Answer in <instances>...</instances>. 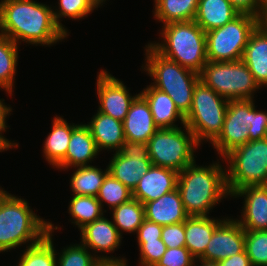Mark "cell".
Wrapping results in <instances>:
<instances>
[{
    "label": "cell",
    "instance_id": "cell-1",
    "mask_svg": "<svg viewBox=\"0 0 267 266\" xmlns=\"http://www.w3.org/2000/svg\"><path fill=\"white\" fill-rule=\"evenodd\" d=\"M52 9L34 0H1L0 34L18 45L50 47L61 42L68 36L55 23Z\"/></svg>",
    "mask_w": 267,
    "mask_h": 266
},
{
    "label": "cell",
    "instance_id": "cell-2",
    "mask_svg": "<svg viewBox=\"0 0 267 266\" xmlns=\"http://www.w3.org/2000/svg\"><path fill=\"white\" fill-rule=\"evenodd\" d=\"M219 160L208 166H199L195 161L179 172L177 189L189 216H209L221 200L230 196L226 185V168Z\"/></svg>",
    "mask_w": 267,
    "mask_h": 266
},
{
    "label": "cell",
    "instance_id": "cell-3",
    "mask_svg": "<svg viewBox=\"0 0 267 266\" xmlns=\"http://www.w3.org/2000/svg\"><path fill=\"white\" fill-rule=\"evenodd\" d=\"M49 230L50 222L40 218L27 200L4 188L0 191V253L36 244Z\"/></svg>",
    "mask_w": 267,
    "mask_h": 266
},
{
    "label": "cell",
    "instance_id": "cell-4",
    "mask_svg": "<svg viewBox=\"0 0 267 266\" xmlns=\"http://www.w3.org/2000/svg\"><path fill=\"white\" fill-rule=\"evenodd\" d=\"M144 55L145 65L141 67L154 81L150 85L167 93L185 117L191 109L193 91L200 81V74L162 56L149 43L145 45Z\"/></svg>",
    "mask_w": 267,
    "mask_h": 266
},
{
    "label": "cell",
    "instance_id": "cell-5",
    "mask_svg": "<svg viewBox=\"0 0 267 266\" xmlns=\"http://www.w3.org/2000/svg\"><path fill=\"white\" fill-rule=\"evenodd\" d=\"M160 41L149 44L162 56L198 74L207 60L205 31L194 21L173 22L162 26Z\"/></svg>",
    "mask_w": 267,
    "mask_h": 266
},
{
    "label": "cell",
    "instance_id": "cell-6",
    "mask_svg": "<svg viewBox=\"0 0 267 266\" xmlns=\"http://www.w3.org/2000/svg\"><path fill=\"white\" fill-rule=\"evenodd\" d=\"M229 100L199 81L194 88L192 106L185 116V125L194 134L197 143H213L223 129Z\"/></svg>",
    "mask_w": 267,
    "mask_h": 266
},
{
    "label": "cell",
    "instance_id": "cell-7",
    "mask_svg": "<svg viewBox=\"0 0 267 266\" xmlns=\"http://www.w3.org/2000/svg\"><path fill=\"white\" fill-rule=\"evenodd\" d=\"M224 159L228 163L226 185L230 196L245 186L267 185V138L247 142Z\"/></svg>",
    "mask_w": 267,
    "mask_h": 266
},
{
    "label": "cell",
    "instance_id": "cell-8",
    "mask_svg": "<svg viewBox=\"0 0 267 266\" xmlns=\"http://www.w3.org/2000/svg\"><path fill=\"white\" fill-rule=\"evenodd\" d=\"M185 128V129H184ZM148 157L152 165L176 172L193 164L194 150L201 146L186 125L177 128H161L148 140Z\"/></svg>",
    "mask_w": 267,
    "mask_h": 266
},
{
    "label": "cell",
    "instance_id": "cell-9",
    "mask_svg": "<svg viewBox=\"0 0 267 266\" xmlns=\"http://www.w3.org/2000/svg\"><path fill=\"white\" fill-rule=\"evenodd\" d=\"M200 81L228 100L254 99V93L260 89L242 60L207 61Z\"/></svg>",
    "mask_w": 267,
    "mask_h": 266
},
{
    "label": "cell",
    "instance_id": "cell-10",
    "mask_svg": "<svg viewBox=\"0 0 267 266\" xmlns=\"http://www.w3.org/2000/svg\"><path fill=\"white\" fill-rule=\"evenodd\" d=\"M261 19L240 13L224 26L205 32L207 60L212 62L241 60L251 33Z\"/></svg>",
    "mask_w": 267,
    "mask_h": 266
},
{
    "label": "cell",
    "instance_id": "cell-11",
    "mask_svg": "<svg viewBox=\"0 0 267 266\" xmlns=\"http://www.w3.org/2000/svg\"><path fill=\"white\" fill-rule=\"evenodd\" d=\"M250 121L251 99L229 100L222 132L212 143L222 161L233 149L249 142Z\"/></svg>",
    "mask_w": 267,
    "mask_h": 266
},
{
    "label": "cell",
    "instance_id": "cell-12",
    "mask_svg": "<svg viewBox=\"0 0 267 266\" xmlns=\"http://www.w3.org/2000/svg\"><path fill=\"white\" fill-rule=\"evenodd\" d=\"M107 166L109 174L133 191L141 177L152 166L148 157V144L125 141L120 150L113 154Z\"/></svg>",
    "mask_w": 267,
    "mask_h": 266
},
{
    "label": "cell",
    "instance_id": "cell-13",
    "mask_svg": "<svg viewBox=\"0 0 267 266\" xmlns=\"http://www.w3.org/2000/svg\"><path fill=\"white\" fill-rule=\"evenodd\" d=\"M96 86L100 104L97 111L123 122L132 102L140 93L132 96L123 81L104 69L97 75Z\"/></svg>",
    "mask_w": 267,
    "mask_h": 266
},
{
    "label": "cell",
    "instance_id": "cell-14",
    "mask_svg": "<svg viewBox=\"0 0 267 266\" xmlns=\"http://www.w3.org/2000/svg\"><path fill=\"white\" fill-rule=\"evenodd\" d=\"M245 250V230L233 217L225 219L215 228L205 252L198 258L219 263L223 259Z\"/></svg>",
    "mask_w": 267,
    "mask_h": 266
},
{
    "label": "cell",
    "instance_id": "cell-15",
    "mask_svg": "<svg viewBox=\"0 0 267 266\" xmlns=\"http://www.w3.org/2000/svg\"><path fill=\"white\" fill-rule=\"evenodd\" d=\"M81 244L92 251L100 261H125L126 258L107 256L103 252L113 253L121 246L122 236L116 226L107 217L102 216L96 221L85 225L80 230ZM94 252V253H93ZM98 255V253H100ZM97 253V254H95Z\"/></svg>",
    "mask_w": 267,
    "mask_h": 266
},
{
    "label": "cell",
    "instance_id": "cell-16",
    "mask_svg": "<svg viewBox=\"0 0 267 266\" xmlns=\"http://www.w3.org/2000/svg\"><path fill=\"white\" fill-rule=\"evenodd\" d=\"M230 197H244L241 218H236L244 230H267V185L245 186Z\"/></svg>",
    "mask_w": 267,
    "mask_h": 266
},
{
    "label": "cell",
    "instance_id": "cell-17",
    "mask_svg": "<svg viewBox=\"0 0 267 266\" xmlns=\"http://www.w3.org/2000/svg\"><path fill=\"white\" fill-rule=\"evenodd\" d=\"M179 172L152 165L132 191V197L143 205L177 189Z\"/></svg>",
    "mask_w": 267,
    "mask_h": 266
},
{
    "label": "cell",
    "instance_id": "cell-18",
    "mask_svg": "<svg viewBox=\"0 0 267 266\" xmlns=\"http://www.w3.org/2000/svg\"><path fill=\"white\" fill-rule=\"evenodd\" d=\"M99 151L89 127L83 123L78 124L72 131L66 156L55 166L58 169L88 166Z\"/></svg>",
    "mask_w": 267,
    "mask_h": 266
},
{
    "label": "cell",
    "instance_id": "cell-19",
    "mask_svg": "<svg viewBox=\"0 0 267 266\" xmlns=\"http://www.w3.org/2000/svg\"><path fill=\"white\" fill-rule=\"evenodd\" d=\"M126 141L148 143L159 129L154 121L148 102L139 94L132 102L123 120Z\"/></svg>",
    "mask_w": 267,
    "mask_h": 266
},
{
    "label": "cell",
    "instance_id": "cell-20",
    "mask_svg": "<svg viewBox=\"0 0 267 266\" xmlns=\"http://www.w3.org/2000/svg\"><path fill=\"white\" fill-rule=\"evenodd\" d=\"M241 60L260 88L267 87V28L262 23L251 33Z\"/></svg>",
    "mask_w": 267,
    "mask_h": 266
},
{
    "label": "cell",
    "instance_id": "cell-21",
    "mask_svg": "<svg viewBox=\"0 0 267 266\" xmlns=\"http://www.w3.org/2000/svg\"><path fill=\"white\" fill-rule=\"evenodd\" d=\"M144 209L146 220L162 226L184 222L189 217L178 189L146 202Z\"/></svg>",
    "mask_w": 267,
    "mask_h": 266
},
{
    "label": "cell",
    "instance_id": "cell-22",
    "mask_svg": "<svg viewBox=\"0 0 267 266\" xmlns=\"http://www.w3.org/2000/svg\"><path fill=\"white\" fill-rule=\"evenodd\" d=\"M95 140L98 151L118 152L125 143L123 122L97 111L86 124Z\"/></svg>",
    "mask_w": 267,
    "mask_h": 266
},
{
    "label": "cell",
    "instance_id": "cell-23",
    "mask_svg": "<svg viewBox=\"0 0 267 266\" xmlns=\"http://www.w3.org/2000/svg\"><path fill=\"white\" fill-rule=\"evenodd\" d=\"M140 94L148 102L153 121L155 125L161 128H177L175 123L181 121L180 124L185 125V117L176 108L174 101L171 97L152 85H147Z\"/></svg>",
    "mask_w": 267,
    "mask_h": 266
},
{
    "label": "cell",
    "instance_id": "cell-24",
    "mask_svg": "<svg viewBox=\"0 0 267 266\" xmlns=\"http://www.w3.org/2000/svg\"><path fill=\"white\" fill-rule=\"evenodd\" d=\"M210 216H189L185 220V247L198 259L204 252L215 228L224 220Z\"/></svg>",
    "mask_w": 267,
    "mask_h": 266
},
{
    "label": "cell",
    "instance_id": "cell-25",
    "mask_svg": "<svg viewBox=\"0 0 267 266\" xmlns=\"http://www.w3.org/2000/svg\"><path fill=\"white\" fill-rule=\"evenodd\" d=\"M239 14L229 0H199L194 21L207 32L224 26Z\"/></svg>",
    "mask_w": 267,
    "mask_h": 266
},
{
    "label": "cell",
    "instance_id": "cell-26",
    "mask_svg": "<svg viewBox=\"0 0 267 266\" xmlns=\"http://www.w3.org/2000/svg\"><path fill=\"white\" fill-rule=\"evenodd\" d=\"M77 125L62 116L53 118L51 131L42 147L43 156L53 168L66 156L72 131Z\"/></svg>",
    "mask_w": 267,
    "mask_h": 266
},
{
    "label": "cell",
    "instance_id": "cell-27",
    "mask_svg": "<svg viewBox=\"0 0 267 266\" xmlns=\"http://www.w3.org/2000/svg\"><path fill=\"white\" fill-rule=\"evenodd\" d=\"M199 0H154L153 17L163 25L195 19Z\"/></svg>",
    "mask_w": 267,
    "mask_h": 266
},
{
    "label": "cell",
    "instance_id": "cell-28",
    "mask_svg": "<svg viewBox=\"0 0 267 266\" xmlns=\"http://www.w3.org/2000/svg\"><path fill=\"white\" fill-rule=\"evenodd\" d=\"M54 229L60 228L50 222L48 234L36 244L27 246L16 266H56L57 254L52 240Z\"/></svg>",
    "mask_w": 267,
    "mask_h": 266
},
{
    "label": "cell",
    "instance_id": "cell-29",
    "mask_svg": "<svg viewBox=\"0 0 267 266\" xmlns=\"http://www.w3.org/2000/svg\"><path fill=\"white\" fill-rule=\"evenodd\" d=\"M108 173V166L104 170L93 165L76 167L70 178L72 195L96 197Z\"/></svg>",
    "mask_w": 267,
    "mask_h": 266
},
{
    "label": "cell",
    "instance_id": "cell-30",
    "mask_svg": "<svg viewBox=\"0 0 267 266\" xmlns=\"http://www.w3.org/2000/svg\"><path fill=\"white\" fill-rule=\"evenodd\" d=\"M18 47L10 38L0 34V89L11 97L18 66Z\"/></svg>",
    "mask_w": 267,
    "mask_h": 266
},
{
    "label": "cell",
    "instance_id": "cell-31",
    "mask_svg": "<svg viewBox=\"0 0 267 266\" xmlns=\"http://www.w3.org/2000/svg\"><path fill=\"white\" fill-rule=\"evenodd\" d=\"M69 203L68 213L71 216V223L79 230L101 218L106 212L94 196L73 195Z\"/></svg>",
    "mask_w": 267,
    "mask_h": 266
},
{
    "label": "cell",
    "instance_id": "cell-32",
    "mask_svg": "<svg viewBox=\"0 0 267 266\" xmlns=\"http://www.w3.org/2000/svg\"><path fill=\"white\" fill-rule=\"evenodd\" d=\"M112 222L120 235L122 232L137 233L138 228L145 220L144 205L135 198L112 209Z\"/></svg>",
    "mask_w": 267,
    "mask_h": 266
},
{
    "label": "cell",
    "instance_id": "cell-33",
    "mask_svg": "<svg viewBox=\"0 0 267 266\" xmlns=\"http://www.w3.org/2000/svg\"><path fill=\"white\" fill-rule=\"evenodd\" d=\"M101 5L96 0H59L58 8L52 9L53 17L57 26L69 36L67 28L61 23V18L72 20L84 19Z\"/></svg>",
    "mask_w": 267,
    "mask_h": 266
},
{
    "label": "cell",
    "instance_id": "cell-34",
    "mask_svg": "<svg viewBox=\"0 0 267 266\" xmlns=\"http://www.w3.org/2000/svg\"><path fill=\"white\" fill-rule=\"evenodd\" d=\"M96 197L102 209L104 208V202L109 205L108 207L111 210L133 198L132 190L109 173L106 175Z\"/></svg>",
    "mask_w": 267,
    "mask_h": 266
},
{
    "label": "cell",
    "instance_id": "cell-35",
    "mask_svg": "<svg viewBox=\"0 0 267 266\" xmlns=\"http://www.w3.org/2000/svg\"><path fill=\"white\" fill-rule=\"evenodd\" d=\"M56 266H97L100 262L90 250L81 243L70 244L59 252L56 251Z\"/></svg>",
    "mask_w": 267,
    "mask_h": 266
},
{
    "label": "cell",
    "instance_id": "cell-36",
    "mask_svg": "<svg viewBox=\"0 0 267 266\" xmlns=\"http://www.w3.org/2000/svg\"><path fill=\"white\" fill-rule=\"evenodd\" d=\"M245 250L252 266H267V230H245Z\"/></svg>",
    "mask_w": 267,
    "mask_h": 266
},
{
    "label": "cell",
    "instance_id": "cell-37",
    "mask_svg": "<svg viewBox=\"0 0 267 266\" xmlns=\"http://www.w3.org/2000/svg\"><path fill=\"white\" fill-rule=\"evenodd\" d=\"M137 243L140 252V266H155L167 249L162 239L137 241Z\"/></svg>",
    "mask_w": 267,
    "mask_h": 266
},
{
    "label": "cell",
    "instance_id": "cell-38",
    "mask_svg": "<svg viewBox=\"0 0 267 266\" xmlns=\"http://www.w3.org/2000/svg\"><path fill=\"white\" fill-rule=\"evenodd\" d=\"M196 258L186 247L167 248L155 266H193Z\"/></svg>",
    "mask_w": 267,
    "mask_h": 266
},
{
    "label": "cell",
    "instance_id": "cell-39",
    "mask_svg": "<svg viewBox=\"0 0 267 266\" xmlns=\"http://www.w3.org/2000/svg\"><path fill=\"white\" fill-rule=\"evenodd\" d=\"M254 99H251V127L248 129L249 142L267 138V112L256 109Z\"/></svg>",
    "mask_w": 267,
    "mask_h": 266
},
{
    "label": "cell",
    "instance_id": "cell-40",
    "mask_svg": "<svg viewBox=\"0 0 267 266\" xmlns=\"http://www.w3.org/2000/svg\"><path fill=\"white\" fill-rule=\"evenodd\" d=\"M161 239L167 248L185 247V221L162 226Z\"/></svg>",
    "mask_w": 267,
    "mask_h": 266
},
{
    "label": "cell",
    "instance_id": "cell-41",
    "mask_svg": "<svg viewBox=\"0 0 267 266\" xmlns=\"http://www.w3.org/2000/svg\"><path fill=\"white\" fill-rule=\"evenodd\" d=\"M240 12L255 15L260 19L263 17L265 2L263 0H229Z\"/></svg>",
    "mask_w": 267,
    "mask_h": 266
},
{
    "label": "cell",
    "instance_id": "cell-42",
    "mask_svg": "<svg viewBox=\"0 0 267 266\" xmlns=\"http://www.w3.org/2000/svg\"><path fill=\"white\" fill-rule=\"evenodd\" d=\"M162 225L144 220L136 233L137 241H152L161 239Z\"/></svg>",
    "mask_w": 267,
    "mask_h": 266
},
{
    "label": "cell",
    "instance_id": "cell-43",
    "mask_svg": "<svg viewBox=\"0 0 267 266\" xmlns=\"http://www.w3.org/2000/svg\"><path fill=\"white\" fill-rule=\"evenodd\" d=\"M220 266H252L246 250L234 256L223 259Z\"/></svg>",
    "mask_w": 267,
    "mask_h": 266
},
{
    "label": "cell",
    "instance_id": "cell-44",
    "mask_svg": "<svg viewBox=\"0 0 267 266\" xmlns=\"http://www.w3.org/2000/svg\"><path fill=\"white\" fill-rule=\"evenodd\" d=\"M4 99H0V133H3L8 128L7 126V116L12 112L11 105H6Z\"/></svg>",
    "mask_w": 267,
    "mask_h": 266
},
{
    "label": "cell",
    "instance_id": "cell-45",
    "mask_svg": "<svg viewBox=\"0 0 267 266\" xmlns=\"http://www.w3.org/2000/svg\"><path fill=\"white\" fill-rule=\"evenodd\" d=\"M17 147H19V143H15L14 141L12 142L11 140L7 139L4 134L0 133V152Z\"/></svg>",
    "mask_w": 267,
    "mask_h": 266
},
{
    "label": "cell",
    "instance_id": "cell-46",
    "mask_svg": "<svg viewBox=\"0 0 267 266\" xmlns=\"http://www.w3.org/2000/svg\"><path fill=\"white\" fill-rule=\"evenodd\" d=\"M127 261H100L97 266H128Z\"/></svg>",
    "mask_w": 267,
    "mask_h": 266
},
{
    "label": "cell",
    "instance_id": "cell-47",
    "mask_svg": "<svg viewBox=\"0 0 267 266\" xmlns=\"http://www.w3.org/2000/svg\"><path fill=\"white\" fill-rule=\"evenodd\" d=\"M195 262H197V263H201L200 265L199 264H195L194 263V265L193 266H220V264L219 263H217V262H207V261H203V260H198V259H196V261Z\"/></svg>",
    "mask_w": 267,
    "mask_h": 266
},
{
    "label": "cell",
    "instance_id": "cell-48",
    "mask_svg": "<svg viewBox=\"0 0 267 266\" xmlns=\"http://www.w3.org/2000/svg\"><path fill=\"white\" fill-rule=\"evenodd\" d=\"M261 23L267 28V2H265V10L263 17L261 18Z\"/></svg>",
    "mask_w": 267,
    "mask_h": 266
},
{
    "label": "cell",
    "instance_id": "cell-49",
    "mask_svg": "<svg viewBox=\"0 0 267 266\" xmlns=\"http://www.w3.org/2000/svg\"><path fill=\"white\" fill-rule=\"evenodd\" d=\"M101 6L105 3L106 0H96Z\"/></svg>",
    "mask_w": 267,
    "mask_h": 266
}]
</instances>
